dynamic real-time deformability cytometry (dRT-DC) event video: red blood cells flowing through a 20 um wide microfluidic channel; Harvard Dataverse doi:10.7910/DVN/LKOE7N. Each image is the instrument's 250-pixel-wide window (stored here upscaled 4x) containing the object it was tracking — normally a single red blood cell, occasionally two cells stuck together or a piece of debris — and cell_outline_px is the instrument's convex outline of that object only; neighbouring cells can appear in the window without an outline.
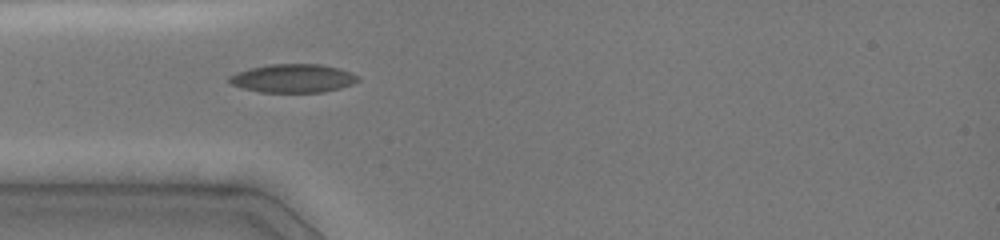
{"species": "common noctule bat (a hibernating species)", "species_latin": "Nyctalus noctula", "temperature_condition": "cold", "stored_images_in_passage": 6, "camera_frame_rate_fps": 3000, "um_per_image_px": 0.085, "animal": {"sex": "female", "body_mass_g": 19.0, "forearm_length_mm": 51.5}, "frame": {"image": 1, "passage_image": 1, "time_ms": 0.0, "image_size_px": [1000, 240], "cell_outline_px": [[360, 80], [352, 84], [340, 88], [324, 92], [260, 92], [244, 88], [232, 84], [228, 80], [228, 76], [236, 72], [268, 64], [320, 64], [340, 68], [352, 72], [360, 76]], "centroid_in_image_um": [24.95, 6.65], "position_along_channel_um": 60.0, "area_um2": 21.44}}